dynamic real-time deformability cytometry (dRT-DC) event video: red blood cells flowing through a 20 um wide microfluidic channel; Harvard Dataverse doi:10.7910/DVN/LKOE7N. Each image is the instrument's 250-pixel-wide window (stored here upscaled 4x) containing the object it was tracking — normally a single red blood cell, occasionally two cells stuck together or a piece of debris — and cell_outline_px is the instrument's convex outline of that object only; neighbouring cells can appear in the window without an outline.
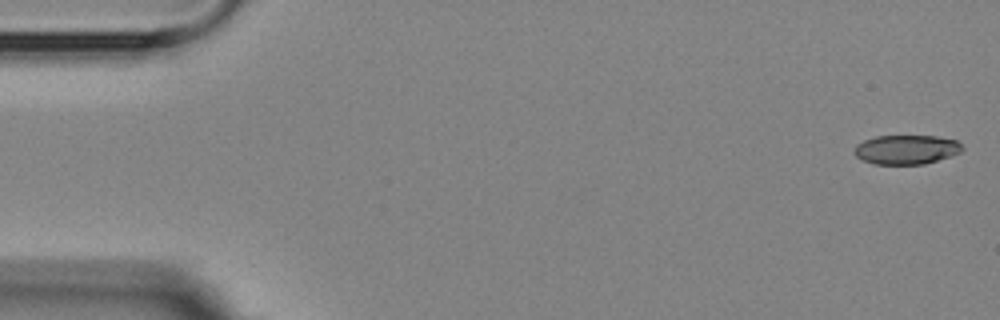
{"species": "Egyptian fruit bat (a non-hibernating species)", "species_latin": "Rousettus aegyptiacus", "temperature_condition": "room temperature", "stored_images_in_passage": 4, "camera_frame_rate_fps": 3000, "um_per_image_px": 0.085, "animal": {"sex": "female"}, "frame": {"image": 1, "passage_image": 1, "time_ms": 0.0, "image_size_px": [1000, 320], "cell_outline_px": [[964, 148], [960, 152], [924, 164], [872, 164], [856, 156], [852, 152], [856, 144], [864, 140], [876, 136], [936, 136], [956, 140]], "centroid_in_image_um": [76.99, 12.71], "position_along_channel_um": 8.0, "area_um2": 18.32}}